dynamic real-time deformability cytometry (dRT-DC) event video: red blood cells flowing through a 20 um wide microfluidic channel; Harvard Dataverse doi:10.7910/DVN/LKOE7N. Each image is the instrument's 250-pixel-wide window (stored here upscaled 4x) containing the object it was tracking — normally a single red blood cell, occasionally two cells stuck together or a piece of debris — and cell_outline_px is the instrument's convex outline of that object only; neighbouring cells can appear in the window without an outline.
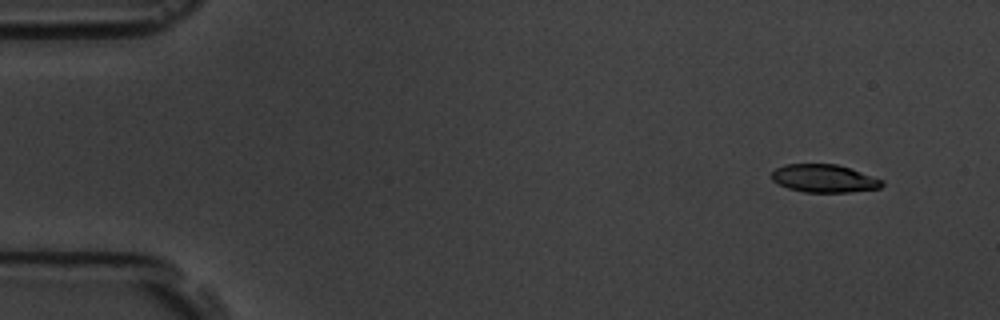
{"species": "common noctule bat (a hibernating species)", "species_latin": "Nyctalus noctula", "temperature_condition": "room temperature", "stored_images_in_passage": 7, "camera_frame_rate_fps": 3000, "um_per_image_px": 0.085, "animal": {"sex": "male", "body_mass_g": 19.5, "forearm_length_mm": 54.6}, "frame": {"image": 1, "passage_image": 1, "time_ms": 0.0, "image_size_px": [1000, 320], "cell_outline_px": [[884, 184], [880, 188], [852, 192], [804, 192], [788, 188], [772, 180], [768, 176], [776, 168], [784, 164], [836, 164], [884, 180]], "centroid_in_image_um": [70.02, 15.17], "position_along_channel_um": 15.0, "area_um2": 17.98}}
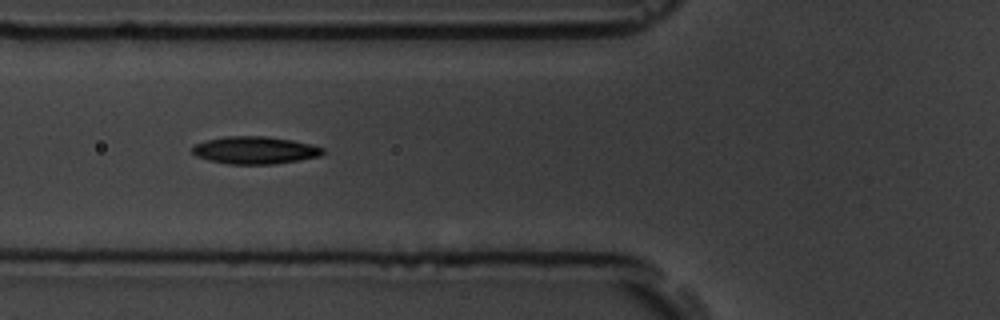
{"frame": {"image": 2, "passage_image": 6, "time_ms": 5.667, "image_size_px": [1000, 320], "cell_outline_px": [[324, 152], [320, 156], [272, 164], [228, 164], [208, 160], [196, 156], [192, 152], [192, 148], [196, 144], [208, 140], [228, 136], [264, 136], [292, 140], [324, 148]], "centroid_in_image_um": [21.65, 12.77], "position_along_channel_um": 104.2, "area_um2": 20.58}}
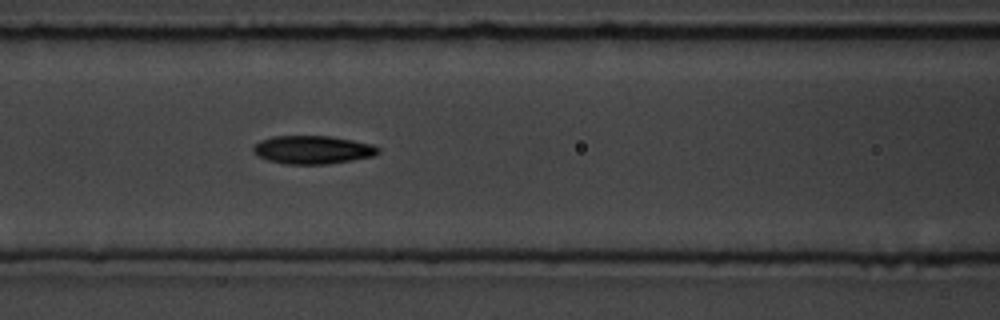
{"frame": {"image": 3, "passage_image": 7, "time_ms": 6.667, "image_size_px": [1000, 320], "cell_outline_px": [[380, 152], [376, 156], [328, 164], [284, 164], [268, 160], [256, 156], [252, 152], [252, 148], [260, 140], [272, 136], [328, 136], [352, 140], [372, 144], [380, 148]], "centroid_in_image_um": [26.57, 12.73], "position_along_channel_um": 140.0, "area_um2": 20.75}}